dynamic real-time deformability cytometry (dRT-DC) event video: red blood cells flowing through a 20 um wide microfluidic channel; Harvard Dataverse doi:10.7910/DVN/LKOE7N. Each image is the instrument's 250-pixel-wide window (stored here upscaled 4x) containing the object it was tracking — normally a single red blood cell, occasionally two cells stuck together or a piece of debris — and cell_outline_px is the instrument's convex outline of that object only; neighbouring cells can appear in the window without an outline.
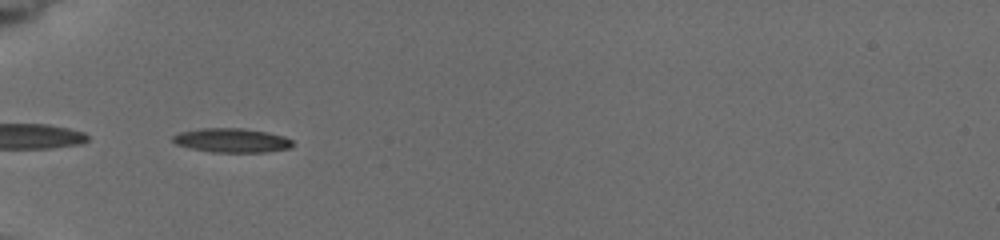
{"species": "common noctule bat (a hibernating species)", "species_latin": "Nyctalus noctula", "temperature_condition": "cold", "stored_images_in_passage": 9, "segment_of_instrument_passage": [2, 2], "camera_frame_rate_fps": 3000, "um_per_image_px": 0.085, "animal": {"sex": "female", "body_mass_g": 19.5, "forearm_length_mm": 54.1}, "frame": {"image": 1, "passage_image": 8, "time_ms": 6.333, "image_size_px": [1000, 240], "cell_outline_px": [[292, 148], [264, 152], [212, 152], [192, 148], [176, 144], [172, 140], [172, 136], [180, 132], [200, 128], [240, 128], [268, 132], [284, 136], [292, 140]], "centroid_in_image_um": [19.71, 11.93], "position_along_channel_um": 65.3, "area_um2": 16.82}}